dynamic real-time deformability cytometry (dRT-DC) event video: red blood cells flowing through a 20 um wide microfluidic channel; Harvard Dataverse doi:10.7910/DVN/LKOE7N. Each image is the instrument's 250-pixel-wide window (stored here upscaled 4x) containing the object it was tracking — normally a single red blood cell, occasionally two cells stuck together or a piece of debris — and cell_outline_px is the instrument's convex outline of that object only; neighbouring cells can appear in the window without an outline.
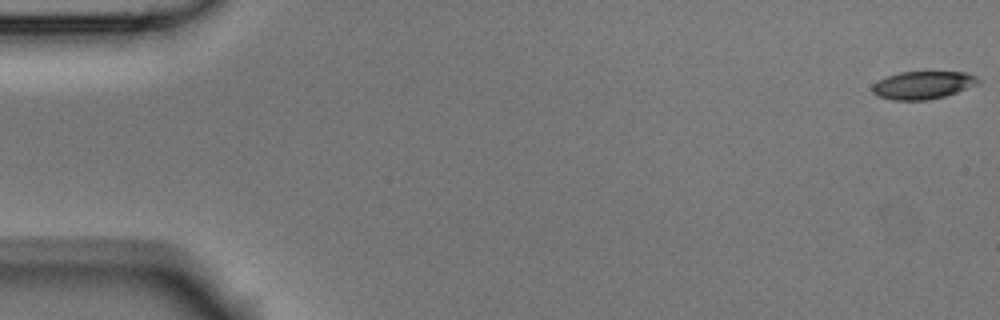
{"species": "Egyptian fruit bat (a non-hibernating species)", "species_latin": "Rousettus aegyptiacus", "temperature_condition": "room temperature", "stored_images_in_passage": 6, "camera_frame_rate_fps": 3000, "um_per_image_px": 0.085, "animal": {"sex": "male"}, "frame": {"image": 1, "passage_image": 1, "time_ms": 0.0, "image_size_px": [1000, 320], "cell_outline_px": [[984, 80], [980, 84], [944, 96], [928, 100], [892, 100], [880, 96], [872, 92], [872, 84], [888, 76], [900, 72], [968, 72]], "centroid_in_image_um": [78.51, 7.23], "position_along_channel_um": 6.5, "area_um2": 17.22}}
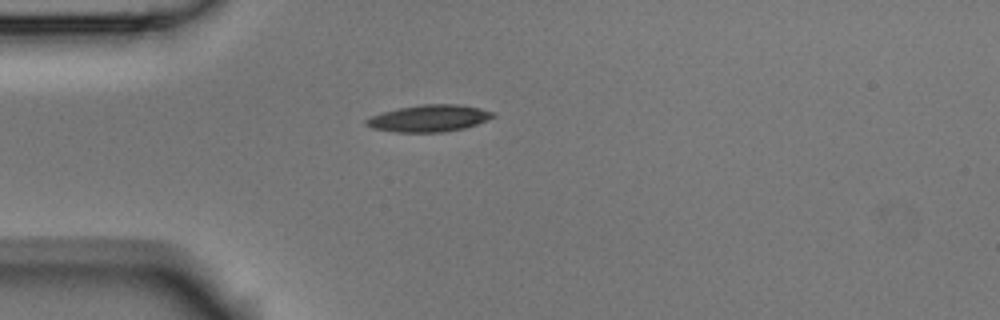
{"frame": {"image": 2, "passage_image": 5, "time_ms": 1.333, "image_size_px": [1000, 320], "cell_outline_px": [[496, 116], [476, 124], [464, 128], [444, 132], [396, 132], [372, 128], [364, 124], [364, 120], [372, 116], [384, 112], [400, 108], [424, 104], [456, 104], [480, 108], [496, 112]], "centroid_in_image_um": [36.49, 10.06], "position_along_channel_um": 48.5, "area_um2": 19.71}}